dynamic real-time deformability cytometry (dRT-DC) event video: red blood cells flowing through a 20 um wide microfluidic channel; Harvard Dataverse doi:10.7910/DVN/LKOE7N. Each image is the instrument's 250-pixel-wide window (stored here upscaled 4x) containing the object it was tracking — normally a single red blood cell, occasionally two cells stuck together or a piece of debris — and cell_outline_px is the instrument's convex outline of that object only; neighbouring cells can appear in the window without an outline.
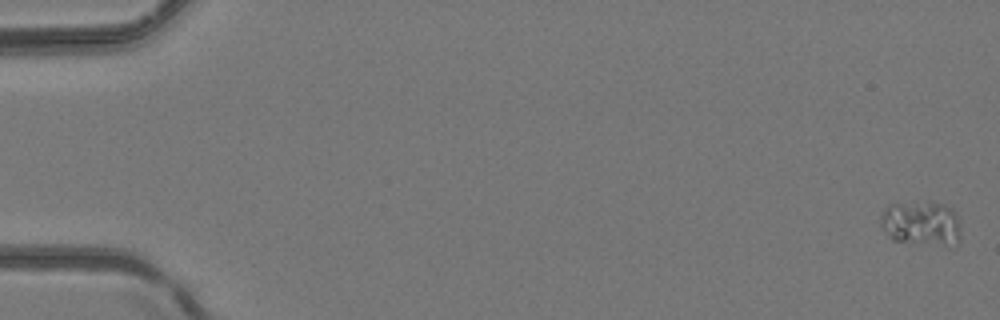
{"species": "common noctule bat (a hibernating species)", "species_latin": "Nyctalus noctula", "temperature_condition": "room temperature", "stored_images_in_passage": 6, "camera_frame_rate_fps": 3000, "um_per_image_px": 0.085, "animal": {"sex": "female", "body_mass_g": 24.6, "forearm_length_mm": 56.2}, "frame": {"image": 1, "passage_image": 1, "time_ms": 0.0, "image_size_px": [1000, 320], "cell_outline_px": [[960, 240], [956, 244], [948, 248], [892, 240], [880, 228], [880, 216], [884, 208], [888, 204], [928, 200], [932, 200], [944, 204], [952, 208], [956, 212], [960, 224]], "centroid_in_image_um": [78.33, 18.99], "position_along_channel_um": 6.7, "area_um2": 22.2}}
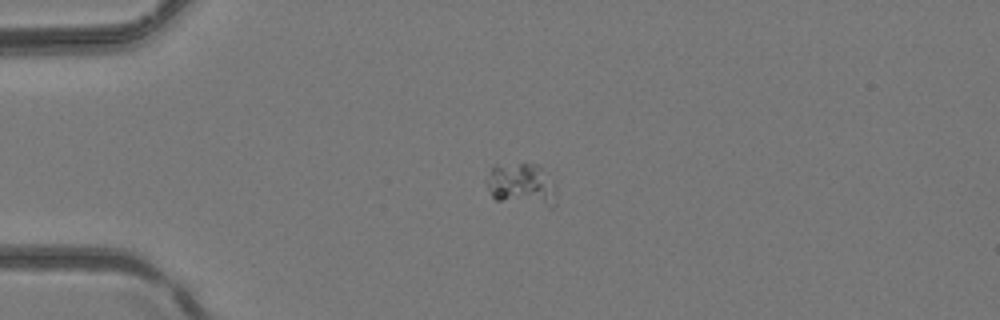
{"frame": {"image": 2, "passage_image": 4, "time_ms": 1.0, "image_size_px": [1000, 320], "cell_outline_px": [[556, 204], [552, 208], [496, 200], [492, 196], [484, 180], [492, 168], [496, 164], [540, 164]], "centroid_in_image_um": [44.21, 15.71], "position_along_channel_um": 40.8, "area_um2": 16.82}}
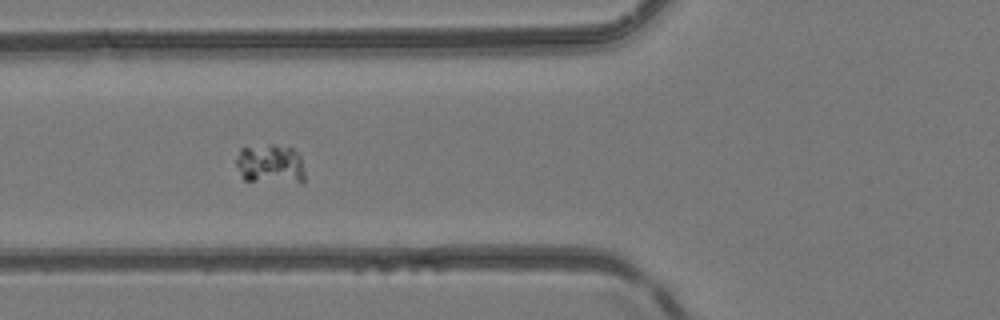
{"frame": {"image": 3, "passage_image": 6, "time_ms": 1.667, "image_size_px": [1000, 320], "cell_outline_px": [[304, 184], [300, 184], [244, 180], [236, 164], [236, 160], [240, 148], [272, 144], [276, 144], [292, 148], [300, 156], [304, 172]], "centroid_in_image_um": [23.01, 13.97], "position_along_channel_um": 102.8, "area_um2": 16.13}}